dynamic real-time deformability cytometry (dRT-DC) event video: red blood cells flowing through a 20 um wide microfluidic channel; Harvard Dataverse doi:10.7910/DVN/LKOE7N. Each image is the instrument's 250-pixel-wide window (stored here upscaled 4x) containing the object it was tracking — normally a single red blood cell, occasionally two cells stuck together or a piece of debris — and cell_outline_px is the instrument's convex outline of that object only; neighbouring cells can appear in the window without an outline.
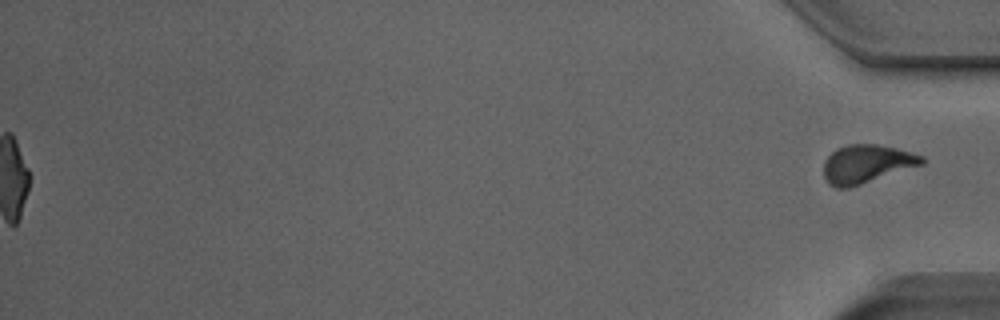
{"species": "Egyptian fruit bat (a non-hibernating species)", "species_latin": "Rousettus aegyptiacus", "temperature_condition": "room temperature", "stored_images_in_passage": 52, "segment_of_instrument_passage": [2, 2], "camera_frame_rate_fps": 3000, "um_per_image_px": 0.085, "animal": {"sex": "male"}, "frame": {"image": 1, "passage_image": 52, "time_ms": 17.0, "image_size_px": [1000, 320], "cell_outline_px": [[924, 164], [848, 188], [836, 188], [828, 184], [824, 176], [824, 160], [836, 148], [848, 144], [876, 144], [896, 148], [924, 156]], "centroid_in_image_um": [73.64, 13.93], "position_along_channel_um": 361.6, "area_um2": 21.91}}